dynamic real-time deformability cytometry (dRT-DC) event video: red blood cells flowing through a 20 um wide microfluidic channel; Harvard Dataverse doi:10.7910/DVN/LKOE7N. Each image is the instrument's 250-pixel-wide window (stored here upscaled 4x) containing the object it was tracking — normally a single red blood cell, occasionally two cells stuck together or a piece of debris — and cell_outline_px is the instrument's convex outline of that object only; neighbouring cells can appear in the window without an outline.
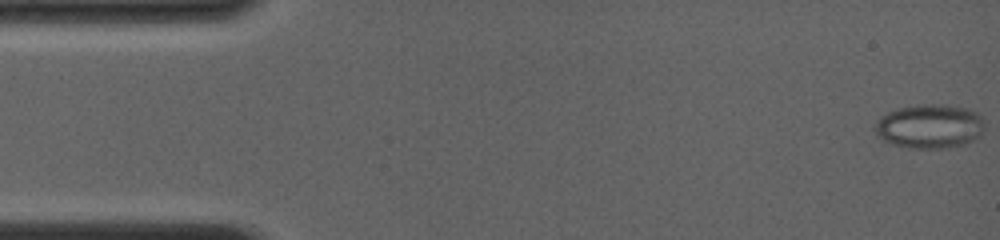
{"species": "common noctule bat (a hibernating species)", "species_latin": "Nyctalus noctula", "temperature_condition": "room temperature", "stored_images_in_passage": 69, "camera_frame_rate_fps": 4000, "um_per_image_px": 0.085, "animal": {"sex": "female", "body_mass_g": 19.0, "forearm_length_mm": 56.7}, "frame": {"image": 1, "passage_image": 1, "time_ms": 0.0, "image_size_px": [1000, 240], "cell_outline_px": [[984, 128], [980, 136], [964, 144], [944, 148], [908, 148], [892, 144], [884, 140], [876, 132], [876, 124], [880, 116], [896, 108], [964, 108], [976, 112], [980, 116], [984, 124]], "centroid_in_image_um": [79.02, 10.81], "position_along_channel_um": 6.0, "area_um2": 26.76}}
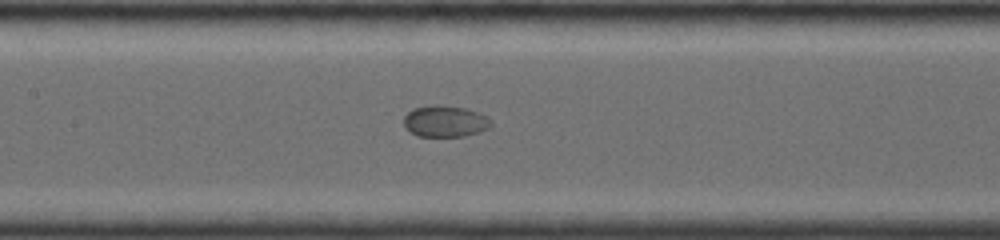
{"frame": {"image": 2, "passage_image": 31, "time_ms": 7.25, "image_size_px": [1000, 240], "cell_outline_px": [[492, 124], [488, 128], [480, 132], [464, 136], [416, 136], [408, 132], [404, 128], [404, 116], [412, 108], [436, 104], [464, 108], [488, 116]], "centroid_in_image_um": [37.79, 10.31], "position_along_channel_um": 169.6, "area_um2": 16.13}}
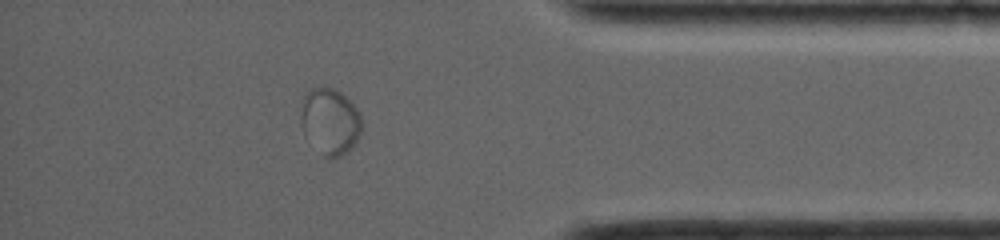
{"frame": {"image": 3, "passage_image": 60, "time_ms": 13.5, "image_size_px": [1000, 240], "cell_outline_px": [[360, 136], [356, 144], [352, 148], [340, 156], [332, 160], [328, 160], [324, 156], [304, 132], [300, 124], [300, 116], [304, 96], [312, 88], [332, 88], [340, 92], [360, 112]], "centroid_in_image_um": [28.07, 10.35], "position_along_channel_um": 407.1, "area_um2": 23.24}}